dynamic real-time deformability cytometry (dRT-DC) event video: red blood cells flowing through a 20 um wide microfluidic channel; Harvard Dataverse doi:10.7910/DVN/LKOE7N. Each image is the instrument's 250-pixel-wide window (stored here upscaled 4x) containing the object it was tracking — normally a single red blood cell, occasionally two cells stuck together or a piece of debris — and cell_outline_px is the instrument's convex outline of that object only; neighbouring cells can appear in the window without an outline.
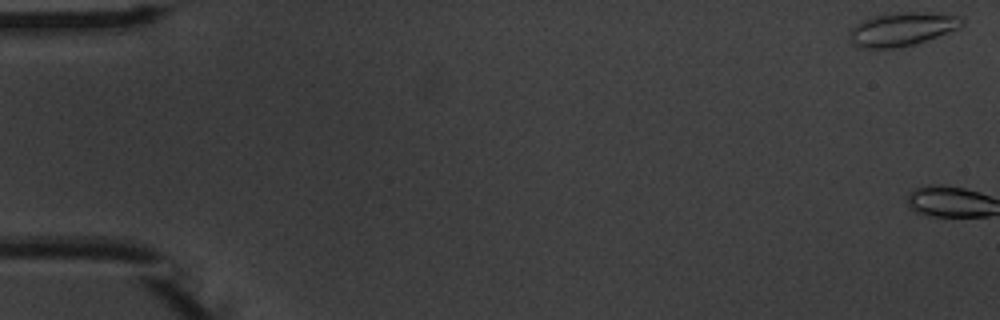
{"species": "common noctule bat (a hibernating species)", "species_latin": "Nyctalus noctula", "temperature_condition": "warm", "stored_images_in_passage": 3, "camera_frame_rate_fps": 3000, "um_per_image_px": 0.085, "animal": {"sex": "male", "body_mass_g": 20.1, "forearm_length_mm": 53.5}, "frame": {"image": 1, "passage_image": 1, "time_ms": 0.0, "image_size_px": [1000, 320], "cell_outline_px": [[964, 24], [960, 28], [912, 44], [896, 48], [860, 48], [848, 40], [848, 32], [860, 20], [872, 16], [900, 12], [936, 12], [960, 16], [964, 20]], "centroid_in_image_um": [76.65, 2.46], "position_along_channel_um": 8.4, "area_um2": 22.14}}